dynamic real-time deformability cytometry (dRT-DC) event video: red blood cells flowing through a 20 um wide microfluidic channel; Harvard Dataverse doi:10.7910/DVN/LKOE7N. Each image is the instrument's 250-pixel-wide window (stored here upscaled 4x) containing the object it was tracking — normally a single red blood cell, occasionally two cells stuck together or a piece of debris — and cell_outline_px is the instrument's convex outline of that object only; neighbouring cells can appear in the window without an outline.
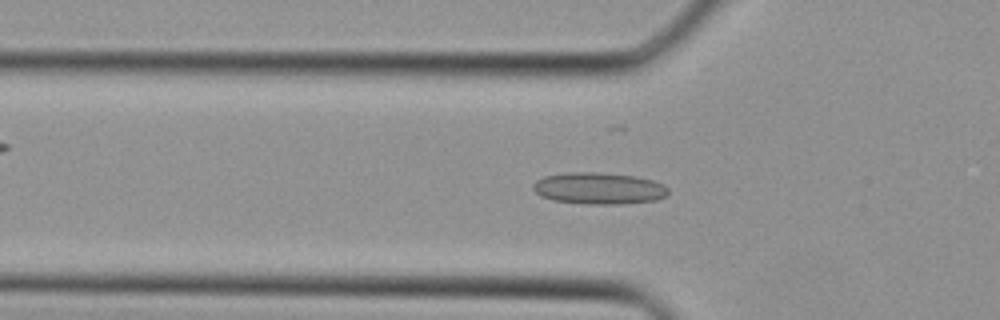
{"species": "Egyptian fruit bat (a non-hibernating species)", "species_latin": "Rousettus aegyptiacus", "temperature_condition": "cold", "stored_images_in_passage": 37, "camera_frame_rate_fps": 3000, "um_per_image_px": 0.085, "animal": {"sex": "female"}, "frame": {"image": 1, "passage_image": 12, "time_ms": 3.667, "image_size_px": [1000, 320], "cell_outline_px": [[668, 196], [656, 200], [620, 204], [588, 204], [552, 200], [540, 196], [532, 188], [532, 184], [536, 180], [544, 176], [568, 172], [596, 172], [636, 176], [652, 180], [664, 184], [668, 188]], "centroid_in_image_um": [50.9, 16.01], "position_along_channel_um": 74.9, "area_um2": 25.14}}
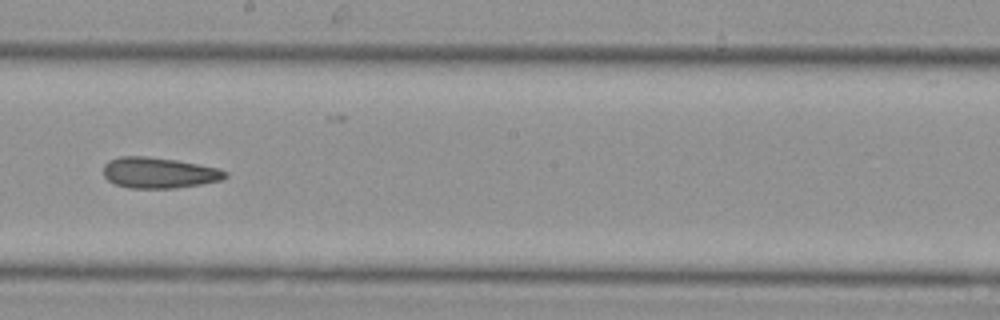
{"frame": {"image": 2, "passage_image": 21, "time_ms": 6.667, "image_size_px": [1000, 320], "cell_outline_px": [[228, 176], [220, 180], [200, 184], [176, 188], [128, 188], [116, 184], [108, 180], [104, 176], [104, 164], [108, 160], [120, 156], [148, 156], [176, 160], [216, 168], [228, 172]], "centroid_in_image_um": [13.47, 14.68], "position_along_channel_um": 234.7, "area_um2": 21.79}}
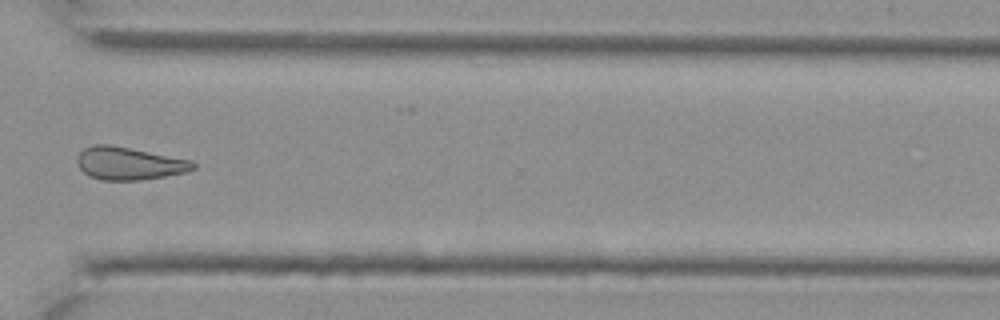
{"frame": {"image": 3, "passage_image": 28, "time_ms": 9.0, "image_size_px": [1000, 320], "cell_outline_px": [[196, 168], [188, 172], [140, 180], [100, 180], [88, 176], [76, 164], [76, 156], [84, 148], [92, 144], [108, 144], [192, 160], [196, 164]], "centroid_in_image_um": [10.94, 13.89], "position_along_channel_um": 359.7, "area_um2": 22.25}}